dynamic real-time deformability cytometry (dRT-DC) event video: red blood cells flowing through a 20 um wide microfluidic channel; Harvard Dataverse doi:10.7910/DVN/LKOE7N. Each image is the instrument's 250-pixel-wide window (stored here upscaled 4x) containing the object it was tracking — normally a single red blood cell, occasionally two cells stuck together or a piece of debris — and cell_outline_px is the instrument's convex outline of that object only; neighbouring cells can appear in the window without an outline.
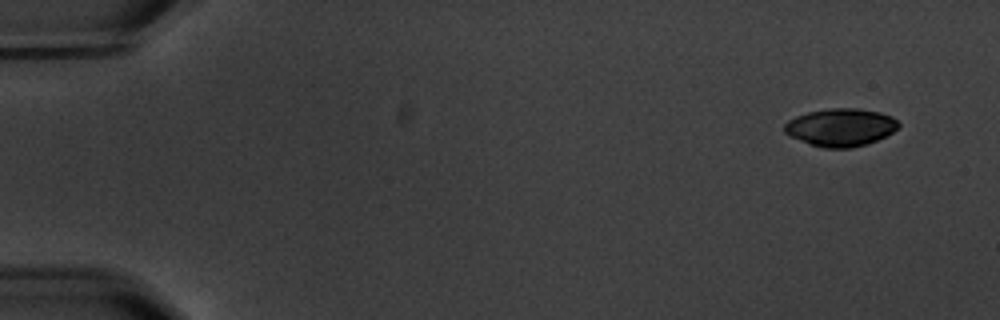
{"species": "common noctule bat (a hibernating species)", "species_latin": "Nyctalus noctula", "temperature_condition": "warm", "stored_images_in_passage": 4, "camera_frame_rate_fps": 3000, "um_per_image_px": 0.085, "animal": {"sex": "male", "body_mass_g": 20.1, "forearm_length_mm": 53.5}, "frame": {"image": 1, "passage_image": 1, "time_ms": 0.0, "image_size_px": [1000, 320], "cell_outline_px": [[900, 124], [892, 132], [868, 144], [852, 148], [824, 148], [812, 144], [792, 136], [784, 132], [784, 124], [788, 120], [796, 116], [808, 112], [828, 108], [860, 108], [880, 112], [892, 116]], "centroid_in_image_um": [71.47, 10.81], "position_along_channel_um": 13.5, "area_um2": 24.97}}
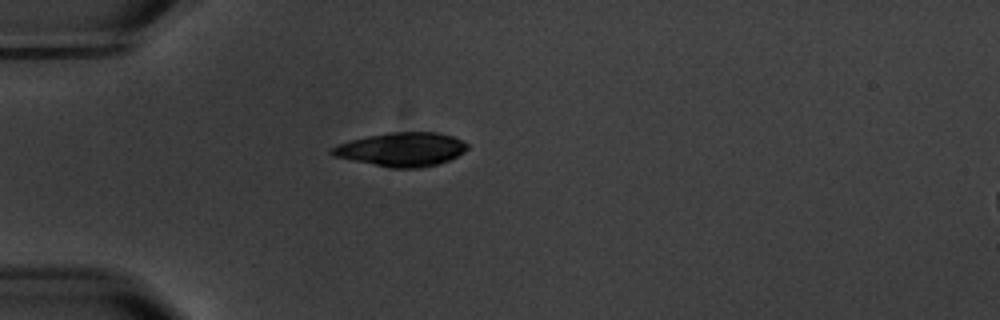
{"frame": {"image": 2, "passage_image": 4, "time_ms": 4.333, "image_size_px": [1000, 320], "cell_outline_px": [[468, 148], [464, 152], [448, 160], [436, 164], [420, 168], [388, 168], [332, 156], [328, 152], [336, 144], [348, 140], [388, 132], [436, 132], [452, 136], [468, 144]], "centroid_in_image_um": [34.08, 12.7], "position_along_channel_um": 50.9, "area_um2": 26.82}}